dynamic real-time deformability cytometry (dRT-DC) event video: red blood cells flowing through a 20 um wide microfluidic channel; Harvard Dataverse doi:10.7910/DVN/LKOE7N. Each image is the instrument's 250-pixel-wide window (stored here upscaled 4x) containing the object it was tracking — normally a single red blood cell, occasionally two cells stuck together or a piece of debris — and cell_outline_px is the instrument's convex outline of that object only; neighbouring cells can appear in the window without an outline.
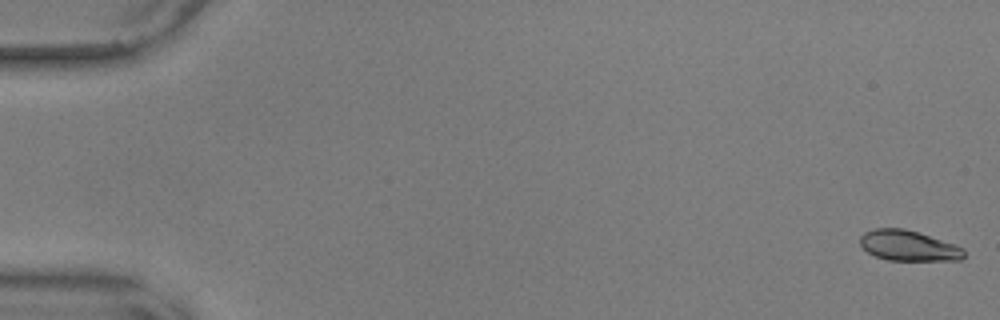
{"species": "common noctule bat (a hibernating species)", "species_latin": "Nyctalus noctula", "temperature_condition": "warm", "stored_images_in_passage": 56, "camera_frame_rate_fps": 3000, "um_per_image_px": 0.085, "animal": {"sex": "male", "body_mass_g": 17.9, "forearm_length_mm": 54.2}, "frame": {"image": 1, "passage_image": 1, "time_ms": 0.0, "image_size_px": [1000, 320], "cell_outline_px": [[964, 256], [960, 260], [888, 260], [876, 256], [868, 252], [860, 244], [860, 236], [864, 232], [876, 228], [904, 228], [956, 244], [964, 248]], "centroid_in_image_um": [77.23, 20.88], "position_along_channel_um": 7.8, "area_um2": 18.38}}
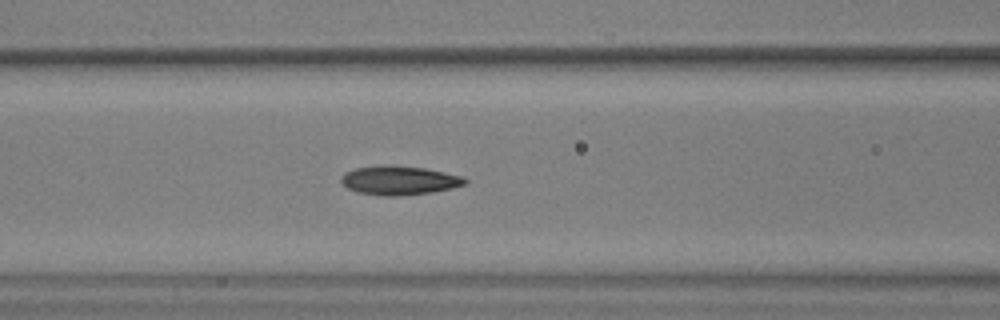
{"frame": {"image": 2, "passage_image": 24, "time_ms": 7.667, "image_size_px": [1000, 320], "cell_outline_px": [[468, 180], [464, 184], [452, 188], [432, 192], [400, 196], [384, 196], [356, 192], [348, 188], [340, 180], [340, 176], [344, 172], [352, 168], [380, 164], [384, 164], [424, 168], [464, 176]], "centroid_in_image_um": [33.89, 15.32], "position_along_channel_um": 132.7, "area_um2": 21.21}}
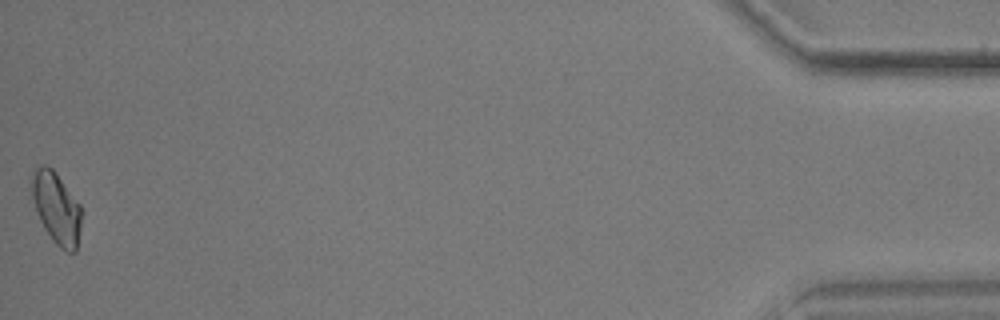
{"frame": {"image": 3, "passage_image": 56, "time_ms": 18.333, "image_size_px": [1000, 320], "cell_outline_px": [[84, 212], [76, 252], [64, 252], [52, 240], [44, 228], [40, 220], [32, 196], [28, 180], [36, 168], [40, 164], [44, 164], [52, 168], [56, 172], [80, 204]], "centroid_in_image_um": [4.81, 17.67], "position_along_channel_um": 430.4, "area_um2": 21.33}, "authors_computed_cell_mechanics": {"area_um2": 19.9699, "velocity_mm_per_s": 3.6321, "shape_relaxation_time_tau1_ms": 8.392, "shape_relaxation_time_tau2_ms": 3.4903, "deformation_change_tau1": 0.1892, "deformation_change_tau2": 0.079}}